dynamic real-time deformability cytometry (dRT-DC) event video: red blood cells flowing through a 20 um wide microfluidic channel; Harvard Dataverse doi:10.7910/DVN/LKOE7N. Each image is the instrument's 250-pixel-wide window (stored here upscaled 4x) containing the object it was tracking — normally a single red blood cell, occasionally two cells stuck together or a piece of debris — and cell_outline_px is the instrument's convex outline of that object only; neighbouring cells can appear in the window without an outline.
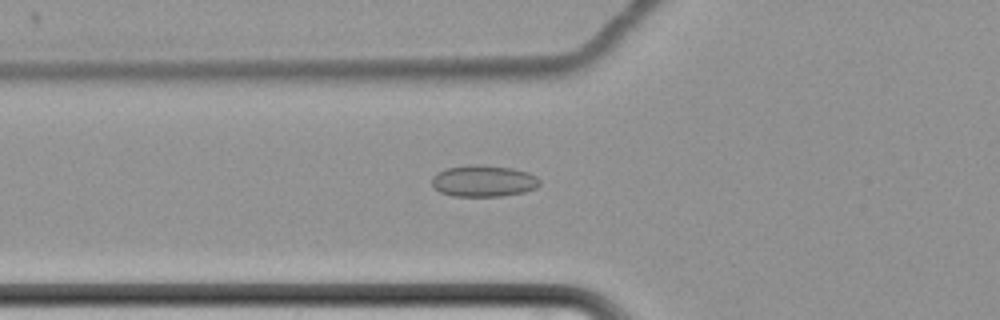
{"species": "common noctule bat (a hibernating species)", "species_latin": "Nyctalus noctula", "temperature_condition": "cold", "stored_images_in_passage": 61, "camera_frame_rate_fps": 3000, "um_per_image_px": 0.085, "animal": {"sex": "female", "body_mass_g": 22.7, "forearm_length_mm": 54.2}, "frame": {"image": 1, "passage_image": 23, "time_ms": 7.333, "image_size_px": [1000, 320], "cell_outline_px": [[540, 184], [536, 188], [524, 192], [504, 196], [452, 196], [440, 192], [432, 184], [432, 176], [436, 172], [444, 168], [472, 164], [476, 164], [512, 168], [528, 172], [536, 176], [540, 180]], "centroid_in_image_um": [41.09, 15.38], "position_along_channel_um": 84.7, "area_um2": 20.0}}
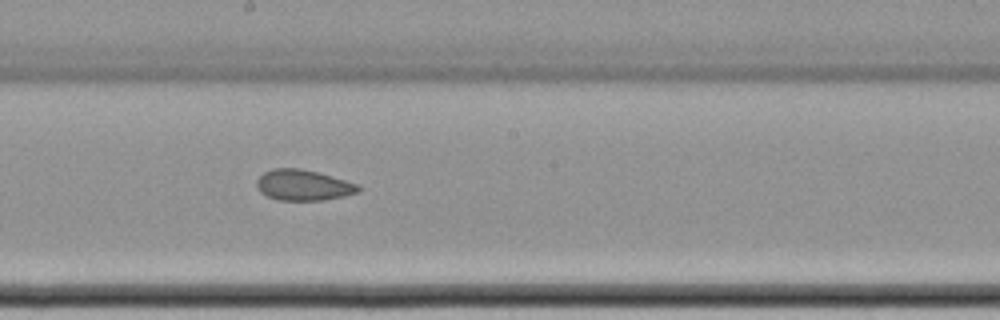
{"frame": {"image": 2, "passage_image": 35, "time_ms": 11.333, "image_size_px": [1000, 320], "cell_outline_px": [[360, 192], [344, 196], [324, 200], [276, 200], [260, 192], [256, 188], [256, 180], [264, 172], [272, 168], [300, 168], [316, 172], [360, 184]], "centroid_in_image_um": [25.77, 15.74], "position_along_channel_um": 222.4, "area_um2": 18.32}}
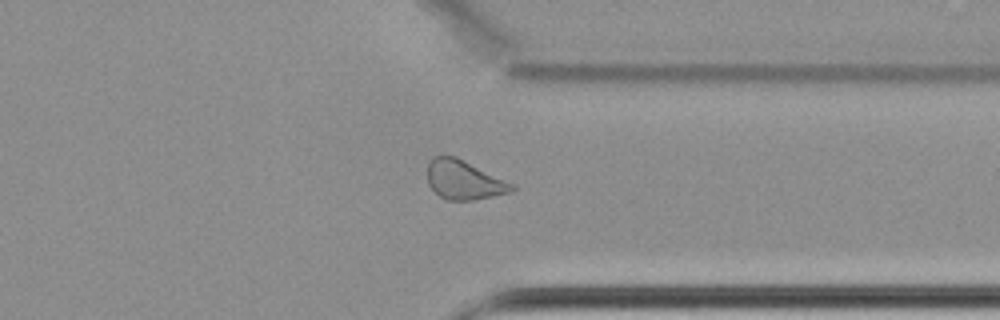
{"frame": {"image": 3, "passage_image": 48, "time_ms": 15.667, "image_size_px": [1000, 320], "cell_outline_px": [[516, 188], [512, 192], [476, 200], [448, 200], [440, 196], [428, 184], [428, 164], [432, 156], [456, 156], [516, 184]], "centroid_in_image_um": [39.49, 15.29], "position_along_channel_um": 371.9, "area_um2": 19.48}, "authors_computed_cell_mechanics": {"area_um2": 20.2878, "velocity_mm_per_s": 3.4539, "shape_relaxation_time_tau1_ms": null, "shape_relaxation_time_tau2_ms": 2.7193, "deformation_change_tau1": null, "deformation_change_tau2": 0.07}}